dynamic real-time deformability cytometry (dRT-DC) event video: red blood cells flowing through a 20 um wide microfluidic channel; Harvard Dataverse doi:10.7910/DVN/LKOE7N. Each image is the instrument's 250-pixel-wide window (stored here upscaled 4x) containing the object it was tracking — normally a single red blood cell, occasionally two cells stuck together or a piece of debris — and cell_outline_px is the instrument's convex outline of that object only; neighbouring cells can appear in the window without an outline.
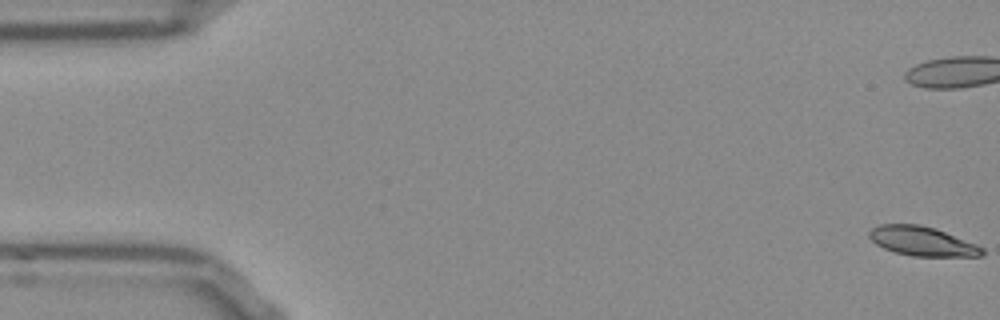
{"species": "Egyptian fruit bat (a non-hibernating species)", "species_latin": "Rousettus aegyptiacus", "temperature_condition": "room temperature", "stored_images_in_passage": 54, "camera_frame_rate_fps": 3000, "um_per_image_px": 0.085, "frame": {"image": 1, "passage_image": 1, "time_ms": 0.0, "image_size_px": [1000, 320], "cell_outline_px": [[984, 256], [912, 256], [896, 252], [884, 248], [876, 244], [868, 236], [868, 232], [872, 228], [880, 224], [916, 224], [936, 228], [976, 244], [984, 248]], "centroid_in_image_um": [78.39, 20.5], "position_along_channel_um": 6.6, "area_um2": 19.25}, "authors_computed_cell_mechanics": {"area_um2": 20.0855, "velocity_mm_per_s": 3.8158, "shape_relaxation_time_tau1_ms": 10.3188, "shape_relaxation_time_tau2_ms": 4.3764, "deformation_change_tau1": 0.2608, "deformation_change_tau2": 0.0965}}